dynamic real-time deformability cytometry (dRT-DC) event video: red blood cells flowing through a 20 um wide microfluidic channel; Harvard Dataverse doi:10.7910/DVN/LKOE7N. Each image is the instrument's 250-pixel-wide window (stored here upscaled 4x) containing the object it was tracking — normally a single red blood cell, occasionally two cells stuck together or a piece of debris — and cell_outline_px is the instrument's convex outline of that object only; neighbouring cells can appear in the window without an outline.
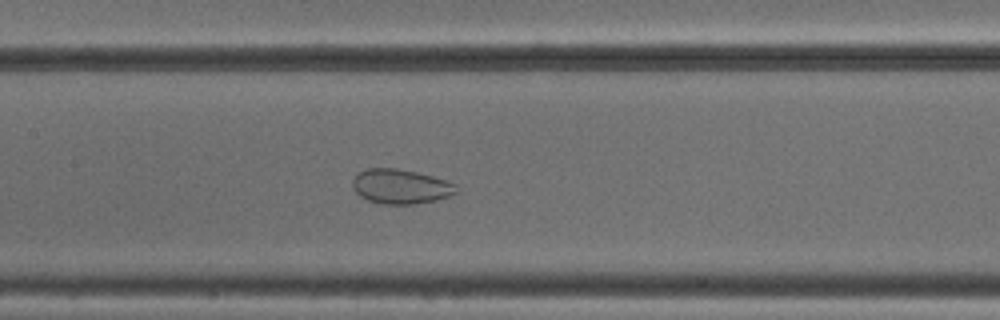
{"species": "common noctule bat (a hibernating species)", "species_latin": "Nyctalus noctula", "temperature_condition": "cold", "stored_images_in_passage": 49, "camera_frame_rate_fps": 3000, "um_per_image_px": 0.085, "animal": {"sex": "male", "body_mass_g": 18.8}, "frame": {"image": 1, "passage_image": 22, "time_ms": 7.0, "image_size_px": [1000, 320], "cell_outline_px": [[456, 192], [452, 196], [436, 200], [412, 204], [380, 204], [368, 200], [360, 196], [352, 188], [352, 180], [360, 172], [368, 168], [396, 168], [416, 172], [432, 176], [456, 184]], "centroid_in_image_um": [34.04, 15.86], "position_along_channel_um": 173.4, "area_um2": 20.87}}
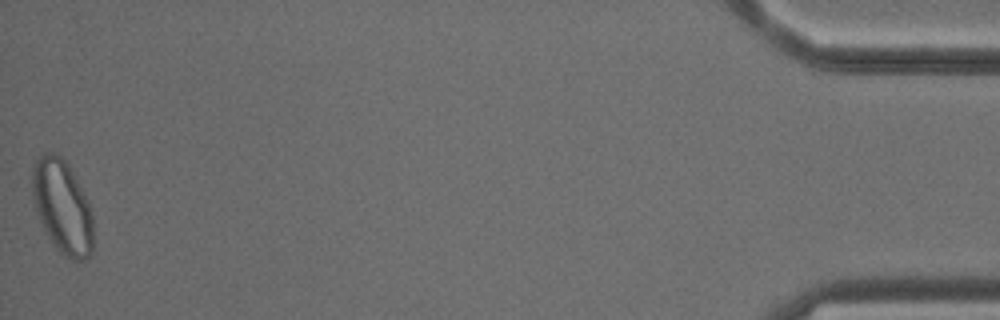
{"frame": {"image": 2, "passage_image": 49, "time_ms": 16.0, "image_size_px": [1000, 320], "cell_outline_px": [[92, 252], [84, 260], [72, 260], [64, 256], [56, 248], [44, 232], [40, 224], [32, 200], [32, 168], [36, 160], [44, 152], [56, 152], [68, 164], [88, 200], [92, 216]], "centroid_in_image_um": [5.27, 17.57], "position_along_channel_um": 429.9, "area_um2": 33.52}, "authors_computed_cell_mechanics": {"area_um2": 28.9, "velocity_mm_per_s": 3.8701, "shape_relaxation_time_tau1_ms": null, "shape_relaxation_time_tau2_ms": 1.648, "deformation_change_tau1": null, "deformation_change_tau2": 0.0559}}